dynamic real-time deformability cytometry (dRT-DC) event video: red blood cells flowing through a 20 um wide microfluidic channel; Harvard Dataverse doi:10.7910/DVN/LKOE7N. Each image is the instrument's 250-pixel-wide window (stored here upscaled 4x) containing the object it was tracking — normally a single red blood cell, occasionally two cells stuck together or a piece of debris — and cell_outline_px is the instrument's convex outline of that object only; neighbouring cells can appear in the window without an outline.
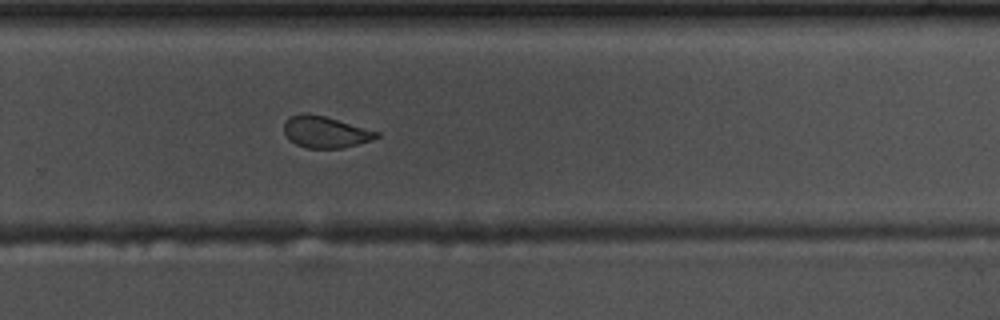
{"species": "common noctule bat (a hibernating species)", "species_latin": "Nyctalus noctula", "temperature_condition": "warm", "stored_images_in_passage": 42, "camera_frame_rate_fps": 3000, "um_per_image_px": 0.085, "animal": {"sex": "male", "body_mass_g": 17.5, "forearm_length_mm": 52.3}, "frame": {"image": 1, "passage_image": 24, "time_ms": 7.667, "image_size_px": [1000, 320], "cell_outline_px": [[380, 136], [372, 140], [344, 148], [308, 148], [296, 144], [284, 132], [284, 124], [292, 116], [300, 112], [308, 112], [324, 116], [380, 132]], "centroid_in_image_um": [27.68, 11.21], "position_along_channel_um": 302.1, "area_um2": 16.88}}
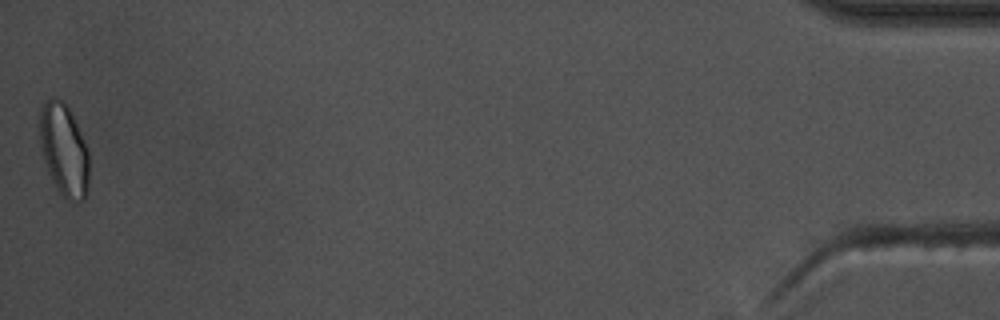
{"frame": {"image": 2, "passage_image": 42, "time_ms": 13.667, "image_size_px": [1000, 320], "cell_outline_px": [[88, 192], [84, 200], [76, 204], [72, 204], [56, 188], [48, 172], [40, 148], [40, 104], [52, 96], [56, 96], [64, 100], [68, 104], [88, 152]], "centroid_in_image_um": [5.42, 12.73], "position_along_channel_um": 429.8, "area_um2": 26.99}, "authors_computed_cell_mechanics": {"area_um2": 18.1203, "velocity_mm_per_s": 3.723, "shape_relaxation_time_tau1_ms": 6.3421, "shape_relaxation_time_tau2_ms": 0.9056, "deformation_change_tau1": 0.1257, "deformation_change_tau2": 0.0556}}